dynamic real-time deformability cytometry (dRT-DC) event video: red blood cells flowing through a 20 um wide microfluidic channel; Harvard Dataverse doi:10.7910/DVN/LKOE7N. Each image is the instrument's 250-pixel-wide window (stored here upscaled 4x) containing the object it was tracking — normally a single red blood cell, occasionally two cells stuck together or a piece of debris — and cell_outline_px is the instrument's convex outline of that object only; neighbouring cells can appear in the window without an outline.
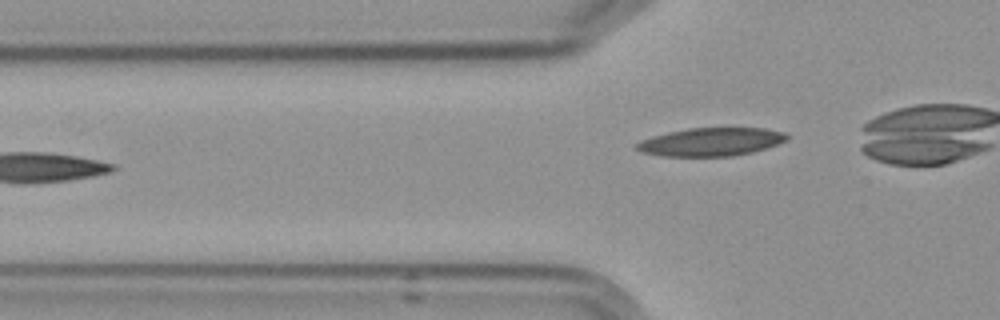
{"species": "Egyptian fruit bat (a non-hibernating species)", "species_latin": "Rousettus aegyptiacus", "temperature_condition": "cold", "stored_images_in_passage": 7, "camera_frame_rate_fps": 3000, "um_per_image_px": 0.085, "frame": {"image": 1, "passage_image": 7, "time_ms": 7.0, "image_size_px": [1000, 320], "cell_outline_px": [[788, 140], [752, 152], [732, 156], [660, 156], [640, 152], [636, 148], [636, 144], [640, 140], [652, 136], [668, 132], [688, 128], [764, 128], [784, 132], [788, 136]], "centroid_in_image_um": [60.4, 12.06], "position_along_channel_um": 65.4, "area_um2": 24.68}}